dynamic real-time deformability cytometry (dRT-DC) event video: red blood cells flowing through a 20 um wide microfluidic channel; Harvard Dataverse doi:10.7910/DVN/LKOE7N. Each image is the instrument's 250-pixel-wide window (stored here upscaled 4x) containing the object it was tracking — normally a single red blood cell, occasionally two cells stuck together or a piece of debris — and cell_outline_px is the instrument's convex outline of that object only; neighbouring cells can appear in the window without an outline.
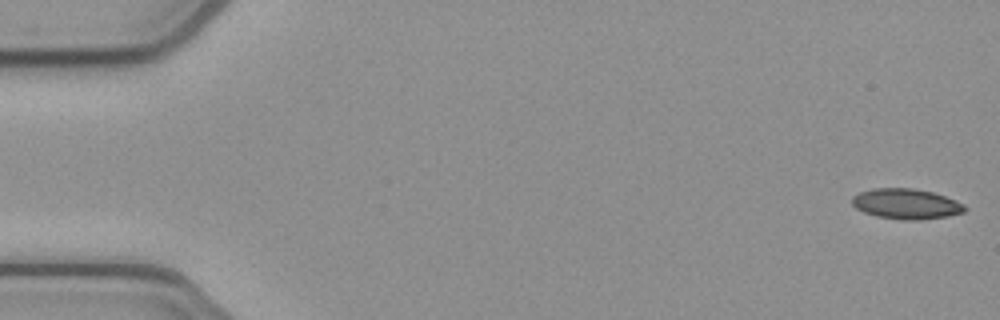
{"species": "common noctule bat (a hibernating species)", "species_latin": "Nyctalus noctula", "temperature_condition": "cold", "stored_images_in_passage": 52, "camera_frame_rate_fps": 3000, "um_per_image_px": 0.085, "animal": {"sex": "female", "body_mass_g": 21.9}, "frame": {"image": 1, "passage_image": 1, "time_ms": 0.0, "image_size_px": [1000, 320], "cell_outline_px": [[968, 208], [964, 212], [948, 216], [920, 220], [904, 220], [876, 216], [864, 212], [856, 208], [852, 204], [852, 196], [860, 192], [872, 188], [912, 188], [932, 192], [956, 200], [964, 204]], "centroid_in_image_um": [77.03, 17.33], "position_along_channel_um": 8.0, "area_um2": 20.0}}
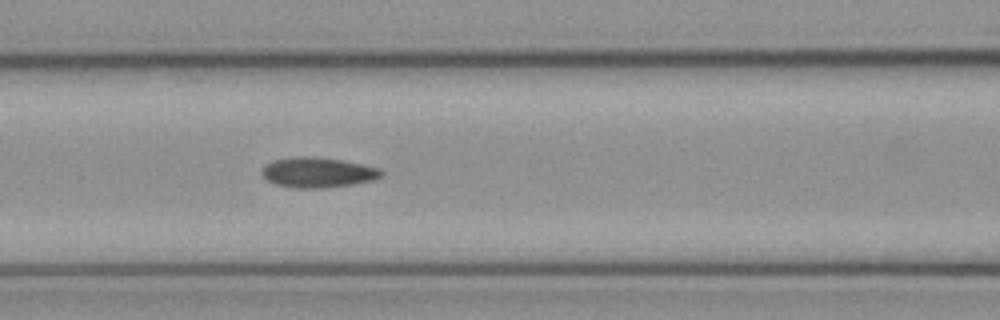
{"frame": {"image": 2, "passage_image": 22, "time_ms": 7.0, "image_size_px": [1000, 320], "cell_outline_px": [[384, 172], [380, 176], [372, 180], [352, 184], [320, 188], [296, 188], [276, 184], [268, 180], [260, 172], [264, 164], [272, 160], [292, 156], [308, 156], [340, 160], [380, 168]], "centroid_in_image_um": [26.96, 14.64], "position_along_channel_um": 139.6, "area_um2": 20.87}}
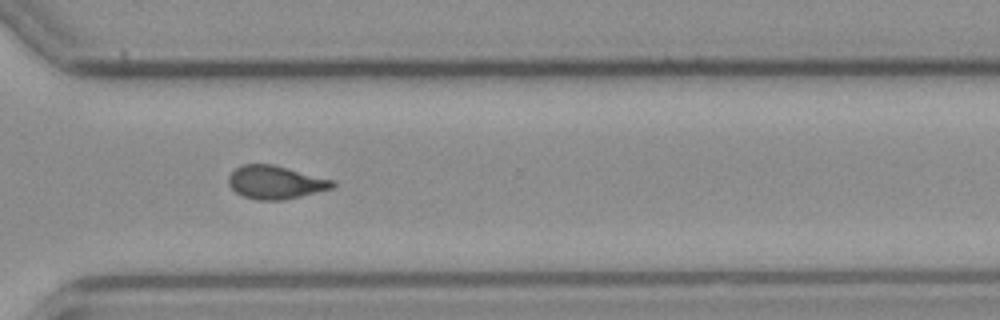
{"frame": {"image": 3, "passage_image": 38, "time_ms": 12.333, "image_size_px": [1000, 320], "cell_outline_px": [[336, 184], [332, 188], [284, 200], [256, 200], [244, 196], [236, 192], [228, 184], [228, 176], [236, 168], [244, 164], [272, 164], [336, 180]], "centroid_in_image_um": [23.43, 15.49], "position_along_channel_um": 347.2, "area_um2": 20.11}, "authors_computed_cell_mechanics": {"area_um2": 20.3456, "velocity_mm_per_s": 3.9019, "shape_relaxation_time_tau1_ms": null, "shape_relaxation_time_tau2_ms": 4.2207, "deformation_change_tau1": null, "deformation_change_tau2": 0.1128}}